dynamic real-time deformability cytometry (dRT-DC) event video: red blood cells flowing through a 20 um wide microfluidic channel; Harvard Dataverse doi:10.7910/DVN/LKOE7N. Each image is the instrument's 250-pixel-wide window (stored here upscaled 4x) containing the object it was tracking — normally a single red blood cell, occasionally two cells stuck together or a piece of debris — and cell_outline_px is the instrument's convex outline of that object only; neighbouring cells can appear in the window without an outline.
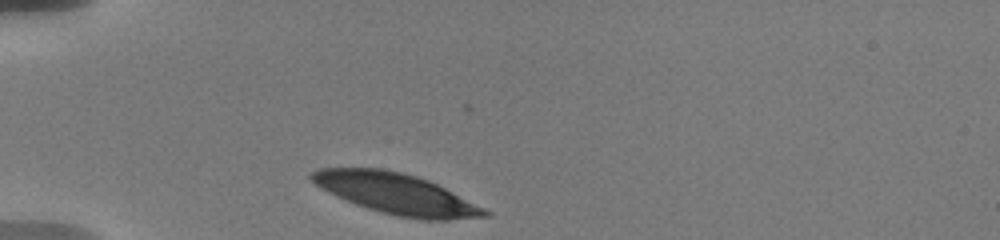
{"species": "human", "species_latin": "Homo sapiens", "temperature_condition": "warm", "stored_images_in_passage": 13, "camera_frame_rate_fps": 3000, "um_per_image_px": 0.085, "donor": {"sex": "male"}, "frame": {"image": 1, "passage_image": 1, "time_ms": 0.0, "image_size_px": [1000, 240], "cell_outline_px": [[492, 216], [448, 220], [420, 220], [396, 216], [380, 212], [356, 204], [336, 196], [328, 192], [316, 184], [308, 176], [312, 172], [320, 168], [384, 168], [416, 176], [428, 180], [492, 212]], "centroid_in_image_um": [33.7, 16.48], "position_along_channel_um": 51.3, "area_um2": 40.86}}
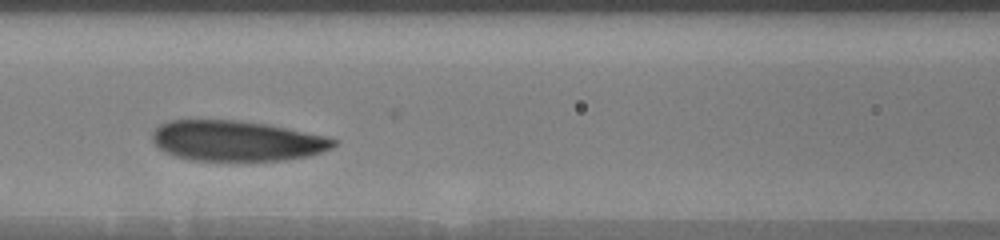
{"frame": {"image": 2, "passage_image": 8, "time_ms": 3.333, "image_size_px": [1000, 240], "cell_outline_px": [[340, 140], [332, 148], [324, 152], [308, 156], [288, 160], [192, 160], [176, 156], [164, 152], [152, 140], [152, 132], [160, 124], [168, 120], [236, 120], [264, 124], [328, 136]], "centroid_in_image_um": [20.15, 11.97], "position_along_channel_um": 146.5, "area_um2": 42.71}}
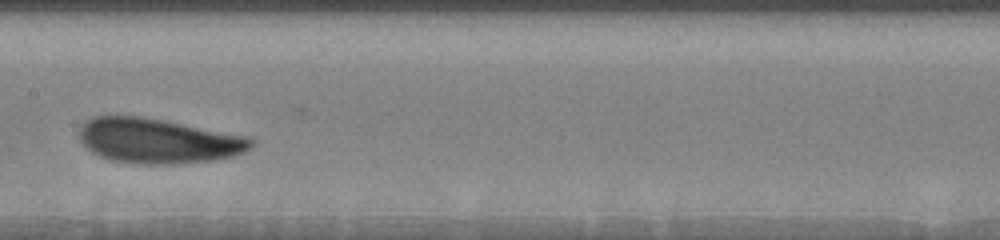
{"frame": {"image": 3, "passage_image": 11, "time_ms": 4.667, "image_size_px": [1000, 240], "cell_outline_px": [[256, 140], [244, 152], [232, 156], [216, 160], [172, 164], [144, 164], [112, 160], [100, 156], [92, 152], [80, 140], [80, 128], [92, 116], [144, 116], [248, 136]], "centroid_in_image_um": [13.46, 11.96], "position_along_channel_um": 193.9, "area_um2": 44.85}}